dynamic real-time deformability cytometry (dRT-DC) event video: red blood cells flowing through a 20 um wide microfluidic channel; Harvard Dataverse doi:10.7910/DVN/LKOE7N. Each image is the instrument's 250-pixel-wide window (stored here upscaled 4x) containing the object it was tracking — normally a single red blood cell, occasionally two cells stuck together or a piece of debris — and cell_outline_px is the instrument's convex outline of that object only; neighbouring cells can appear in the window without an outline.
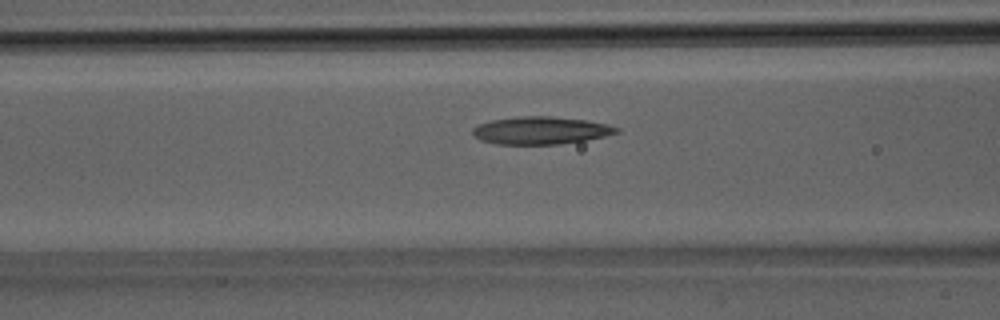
{"species": "Egyptian fruit bat (a non-hibernating species)", "species_latin": "Rousettus aegyptiacus", "temperature_condition": "room temperature", "stored_images_in_passage": 36, "camera_frame_rate_fps": 3000, "um_per_image_px": 0.085, "animal": {"sex": "male"}, "frame": {"image": 1, "passage_image": 14, "time_ms": 4.333, "image_size_px": [1000, 320], "cell_outline_px": [[620, 132], [604, 136], [584, 140], [560, 144], [496, 144], [480, 140], [472, 132], [472, 128], [480, 124], [492, 120], [520, 116], [552, 116], [588, 120], [608, 124], [620, 128]], "centroid_in_image_um": [45.99, 11.08], "position_along_channel_um": 120.6, "area_um2": 23.12}}
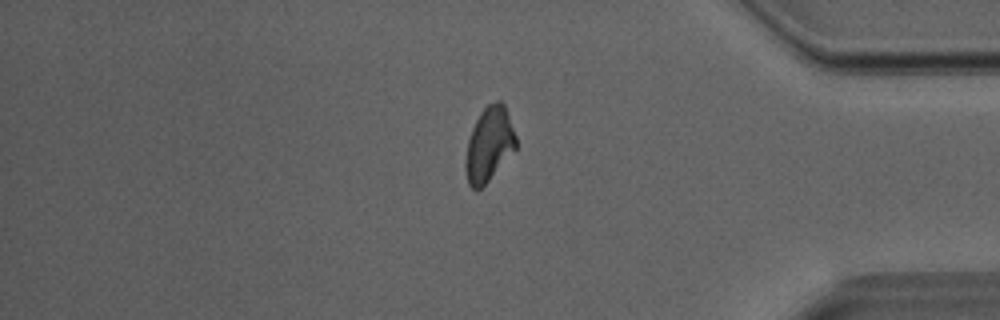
{"frame": {"image": 2, "passage_image": 30, "time_ms": 9.667, "image_size_px": [1000, 320], "cell_outline_px": [[516, 148], [488, 180], [480, 188], [472, 188], [468, 184], [464, 168], [464, 164], [468, 140], [472, 128], [480, 112], [488, 104], [496, 100], [500, 100], [504, 104], [516, 136]], "centroid_in_image_um": [41.55, 12.24], "position_along_channel_um": 393.6, "area_um2": 21.56}}
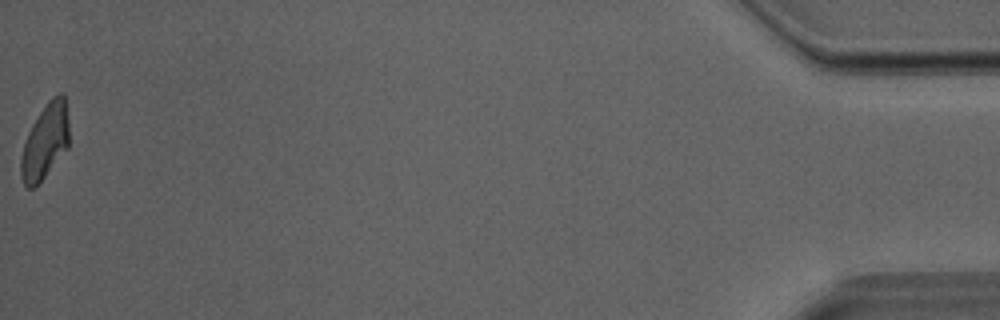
{"frame": {"image": 3, "passage_image": 36, "time_ms": 11.667, "image_size_px": [1000, 320], "cell_outline_px": [[68, 148], [44, 176], [32, 188], [28, 188], [24, 184], [20, 176], [20, 160], [24, 144], [28, 132], [32, 124], [48, 100], [52, 96], [60, 92], [64, 92], [68, 120]], "centroid_in_image_um": [3.83, 11.99], "position_along_channel_um": 431.4, "area_um2": 20.87}}